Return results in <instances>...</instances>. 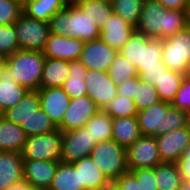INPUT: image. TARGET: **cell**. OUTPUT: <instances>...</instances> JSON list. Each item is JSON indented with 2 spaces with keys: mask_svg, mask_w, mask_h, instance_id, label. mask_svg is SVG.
Here are the masks:
<instances>
[{
  "mask_svg": "<svg viewBox=\"0 0 190 190\" xmlns=\"http://www.w3.org/2000/svg\"><path fill=\"white\" fill-rule=\"evenodd\" d=\"M187 26V10L166 9L158 0H144L136 31L164 40Z\"/></svg>",
  "mask_w": 190,
  "mask_h": 190,
  "instance_id": "obj_1",
  "label": "cell"
},
{
  "mask_svg": "<svg viewBox=\"0 0 190 190\" xmlns=\"http://www.w3.org/2000/svg\"><path fill=\"white\" fill-rule=\"evenodd\" d=\"M138 124L142 135L158 136L190 124V114L159 101L149 108L138 111Z\"/></svg>",
  "mask_w": 190,
  "mask_h": 190,
  "instance_id": "obj_2",
  "label": "cell"
},
{
  "mask_svg": "<svg viewBox=\"0 0 190 190\" xmlns=\"http://www.w3.org/2000/svg\"><path fill=\"white\" fill-rule=\"evenodd\" d=\"M50 33L67 35L84 42L99 39L100 29L78 5H70L56 12L49 22Z\"/></svg>",
  "mask_w": 190,
  "mask_h": 190,
  "instance_id": "obj_3",
  "label": "cell"
},
{
  "mask_svg": "<svg viewBox=\"0 0 190 190\" xmlns=\"http://www.w3.org/2000/svg\"><path fill=\"white\" fill-rule=\"evenodd\" d=\"M46 57L41 51L18 50L6 57V67L19 85L38 90Z\"/></svg>",
  "mask_w": 190,
  "mask_h": 190,
  "instance_id": "obj_4",
  "label": "cell"
},
{
  "mask_svg": "<svg viewBox=\"0 0 190 190\" xmlns=\"http://www.w3.org/2000/svg\"><path fill=\"white\" fill-rule=\"evenodd\" d=\"M90 157L111 183L129 171L127 149L115 140L97 143L91 151Z\"/></svg>",
  "mask_w": 190,
  "mask_h": 190,
  "instance_id": "obj_5",
  "label": "cell"
},
{
  "mask_svg": "<svg viewBox=\"0 0 190 190\" xmlns=\"http://www.w3.org/2000/svg\"><path fill=\"white\" fill-rule=\"evenodd\" d=\"M162 62L172 71L188 75L190 71V27L162 40Z\"/></svg>",
  "mask_w": 190,
  "mask_h": 190,
  "instance_id": "obj_6",
  "label": "cell"
},
{
  "mask_svg": "<svg viewBox=\"0 0 190 190\" xmlns=\"http://www.w3.org/2000/svg\"><path fill=\"white\" fill-rule=\"evenodd\" d=\"M62 131L29 136L21 151L23 160L61 161Z\"/></svg>",
  "mask_w": 190,
  "mask_h": 190,
  "instance_id": "obj_7",
  "label": "cell"
},
{
  "mask_svg": "<svg viewBox=\"0 0 190 190\" xmlns=\"http://www.w3.org/2000/svg\"><path fill=\"white\" fill-rule=\"evenodd\" d=\"M21 50L43 51L50 35L49 23L22 14L14 23Z\"/></svg>",
  "mask_w": 190,
  "mask_h": 190,
  "instance_id": "obj_8",
  "label": "cell"
},
{
  "mask_svg": "<svg viewBox=\"0 0 190 190\" xmlns=\"http://www.w3.org/2000/svg\"><path fill=\"white\" fill-rule=\"evenodd\" d=\"M97 143L92 139L85 126L62 132V154L61 161L74 163L84 157H88Z\"/></svg>",
  "mask_w": 190,
  "mask_h": 190,
  "instance_id": "obj_9",
  "label": "cell"
},
{
  "mask_svg": "<svg viewBox=\"0 0 190 190\" xmlns=\"http://www.w3.org/2000/svg\"><path fill=\"white\" fill-rule=\"evenodd\" d=\"M162 163L156 137L142 135L127 149L129 171L139 168H154Z\"/></svg>",
  "mask_w": 190,
  "mask_h": 190,
  "instance_id": "obj_10",
  "label": "cell"
},
{
  "mask_svg": "<svg viewBox=\"0 0 190 190\" xmlns=\"http://www.w3.org/2000/svg\"><path fill=\"white\" fill-rule=\"evenodd\" d=\"M84 82L87 95L100 109H104L117 95V86L107 71L87 70Z\"/></svg>",
  "mask_w": 190,
  "mask_h": 190,
  "instance_id": "obj_11",
  "label": "cell"
},
{
  "mask_svg": "<svg viewBox=\"0 0 190 190\" xmlns=\"http://www.w3.org/2000/svg\"><path fill=\"white\" fill-rule=\"evenodd\" d=\"M99 110L100 108L88 95L71 99L58 129L68 132L81 128Z\"/></svg>",
  "mask_w": 190,
  "mask_h": 190,
  "instance_id": "obj_12",
  "label": "cell"
},
{
  "mask_svg": "<svg viewBox=\"0 0 190 190\" xmlns=\"http://www.w3.org/2000/svg\"><path fill=\"white\" fill-rule=\"evenodd\" d=\"M162 162L176 163L184 149L190 144V124L156 136Z\"/></svg>",
  "mask_w": 190,
  "mask_h": 190,
  "instance_id": "obj_13",
  "label": "cell"
},
{
  "mask_svg": "<svg viewBox=\"0 0 190 190\" xmlns=\"http://www.w3.org/2000/svg\"><path fill=\"white\" fill-rule=\"evenodd\" d=\"M118 51L100 38L84 43L80 62L87 70L108 71Z\"/></svg>",
  "mask_w": 190,
  "mask_h": 190,
  "instance_id": "obj_14",
  "label": "cell"
},
{
  "mask_svg": "<svg viewBox=\"0 0 190 190\" xmlns=\"http://www.w3.org/2000/svg\"><path fill=\"white\" fill-rule=\"evenodd\" d=\"M84 43L80 39L71 38L67 35L50 33L42 52L47 58L67 61L79 60Z\"/></svg>",
  "mask_w": 190,
  "mask_h": 190,
  "instance_id": "obj_15",
  "label": "cell"
},
{
  "mask_svg": "<svg viewBox=\"0 0 190 190\" xmlns=\"http://www.w3.org/2000/svg\"><path fill=\"white\" fill-rule=\"evenodd\" d=\"M38 94L40 97V108L58 128L62 124L71 98L61 87L39 88Z\"/></svg>",
  "mask_w": 190,
  "mask_h": 190,
  "instance_id": "obj_16",
  "label": "cell"
},
{
  "mask_svg": "<svg viewBox=\"0 0 190 190\" xmlns=\"http://www.w3.org/2000/svg\"><path fill=\"white\" fill-rule=\"evenodd\" d=\"M60 161L24 160V180L39 190H48Z\"/></svg>",
  "mask_w": 190,
  "mask_h": 190,
  "instance_id": "obj_17",
  "label": "cell"
},
{
  "mask_svg": "<svg viewBox=\"0 0 190 190\" xmlns=\"http://www.w3.org/2000/svg\"><path fill=\"white\" fill-rule=\"evenodd\" d=\"M135 31V27L128 24L117 14L112 13L101 28L99 38L119 51Z\"/></svg>",
  "mask_w": 190,
  "mask_h": 190,
  "instance_id": "obj_18",
  "label": "cell"
},
{
  "mask_svg": "<svg viewBox=\"0 0 190 190\" xmlns=\"http://www.w3.org/2000/svg\"><path fill=\"white\" fill-rule=\"evenodd\" d=\"M79 170L80 190H108L112 183L99 170L90 156L72 163Z\"/></svg>",
  "mask_w": 190,
  "mask_h": 190,
  "instance_id": "obj_19",
  "label": "cell"
},
{
  "mask_svg": "<svg viewBox=\"0 0 190 190\" xmlns=\"http://www.w3.org/2000/svg\"><path fill=\"white\" fill-rule=\"evenodd\" d=\"M23 161L21 153L0 151V190L24 179Z\"/></svg>",
  "mask_w": 190,
  "mask_h": 190,
  "instance_id": "obj_20",
  "label": "cell"
},
{
  "mask_svg": "<svg viewBox=\"0 0 190 190\" xmlns=\"http://www.w3.org/2000/svg\"><path fill=\"white\" fill-rule=\"evenodd\" d=\"M29 90L19 85L10 70L5 67L0 78V109L4 113L20 102Z\"/></svg>",
  "mask_w": 190,
  "mask_h": 190,
  "instance_id": "obj_21",
  "label": "cell"
},
{
  "mask_svg": "<svg viewBox=\"0 0 190 190\" xmlns=\"http://www.w3.org/2000/svg\"><path fill=\"white\" fill-rule=\"evenodd\" d=\"M141 136L137 116L113 119L112 140L125 149H128Z\"/></svg>",
  "mask_w": 190,
  "mask_h": 190,
  "instance_id": "obj_22",
  "label": "cell"
},
{
  "mask_svg": "<svg viewBox=\"0 0 190 190\" xmlns=\"http://www.w3.org/2000/svg\"><path fill=\"white\" fill-rule=\"evenodd\" d=\"M26 139L21 125L8 121L4 116L0 117V151L21 153Z\"/></svg>",
  "mask_w": 190,
  "mask_h": 190,
  "instance_id": "obj_23",
  "label": "cell"
},
{
  "mask_svg": "<svg viewBox=\"0 0 190 190\" xmlns=\"http://www.w3.org/2000/svg\"><path fill=\"white\" fill-rule=\"evenodd\" d=\"M66 0H24L23 14L32 19L50 22L51 17L67 7Z\"/></svg>",
  "mask_w": 190,
  "mask_h": 190,
  "instance_id": "obj_24",
  "label": "cell"
},
{
  "mask_svg": "<svg viewBox=\"0 0 190 190\" xmlns=\"http://www.w3.org/2000/svg\"><path fill=\"white\" fill-rule=\"evenodd\" d=\"M40 108V97L38 90H29L23 99L14 107L9 108L3 113V116L14 124L21 125L27 120L35 111Z\"/></svg>",
  "mask_w": 190,
  "mask_h": 190,
  "instance_id": "obj_25",
  "label": "cell"
},
{
  "mask_svg": "<svg viewBox=\"0 0 190 190\" xmlns=\"http://www.w3.org/2000/svg\"><path fill=\"white\" fill-rule=\"evenodd\" d=\"M69 75V61L47 58L44 61L40 88L61 87Z\"/></svg>",
  "mask_w": 190,
  "mask_h": 190,
  "instance_id": "obj_26",
  "label": "cell"
},
{
  "mask_svg": "<svg viewBox=\"0 0 190 190\" xmlns=\"http://www.w3.org/2000/svg\"><path fill=\"white\" fill-rule=\"evenodd\" d=\"M86 73L87 69L80 60L69 61V75L61 88L71 99L87 95V88L84 82Z\"/></svg>",
  "mask_w": 190,
  "mask_h": 190,
  "instance_id": "obj_27",
  "label": "cell"
},
{
  "mask_svg": "<svg viewBox=\"0 0 190 190\" xmlns=\"http://www.w3.org/2000/svg\"><path fill=\"white\" fill-rule=\"evenodd\" d=\"M48 190H80L79 170L72 163L60 161Z\"/></svg>",
  "mask_w": 190,
  "mask_h": 190,
  "instance_id": "obj_28",
  "label": "cell"
},
{
  "mask_svg": "<svg viewBox=\"0 0 190 190\" xmlns=\"http://www.w3.org/2000/svg\"><path fill=\"white\" fill-rule=\"evenodd\" d=\"M113 118L104 110L100 109L85 124L92 139L96 143L112 140Z\"/></svg>",
  "mask_w": 190,
  "mask_h": 190,
  "instance_id": "obj_29",
  "label": "cell"
},
{
  "mask_svg": "<svg viewBox=\"0 0 190 190\" xmlns=\"http://www.w3.org/2000/svg\"><path fill=\"white\" fill-rule=\"evenodd\" d=\"M158 190H179L183 179L176 163L162 162L154 167Z\"/></svg>",
  "mask_w": 190,
  "mask_h": 190,
  "instance_id": "obj_30",
  "label": "cell"
},
{
  "mask_svg": "<svg viewBox=\"0 0 190 190\" xmlns=\"http://www.w3.org/2000/svg\"><path fill=\"white\" fill-rule=\"evenodd\" d=\"M183 77L184 74L169 69L162 74L161 78L154 85L161 101L170 104L174 101Z\"/></svg>",
  "mask_w": 190,
  "mask_h": 190,
  "instance_id": "obj_31",
  "label": "cell"
},
{
  "mask_svg": "<svg viewBox=\"0 0 190 190\" xmlns=\"http://www.w3.org/2000/svg\"><path fill=\"white\" fill-rule=\"evenodd\" d=\"M78 6L100 30L113 13L110 0H87Z\"/></svg>",
  "mask_w": 190,
  "mask_h": 190,
  "instance_id": "obj_32",
  "label": "cell"
},
{
  "mask_svg": "<svg viewBox=\"0 0 190 190\" xmlns=\"http://www.w3.org/2000/svg\"><path fill=\"white\" fill-rule=\"evenodd\" d=\"M164 65L162 62V39L150 38L142 34V55L139 68Z\"/></svg>",
  "mask_w": 190,
  "mask_h": 190,
  "instance_id": "obj_33",
  "label": "cell"
},
{
  "mask_svg": "<svg viewBox=\"0 0 190 190\" xmlns=\"http://www.w3.org/2000/svg\"><path fill=\"white\" fill-rule=\"evenodd\" d=\"M113 13L133 27H137L144 0H110Z\"/></svg>",
  "mask_w": 190,
  "mask_h": 190,
  "instance_id": "obj_34",
  "label": "cell"
},
{
  "mask_svg": "<svg viewBox=\"0 0 190 190\" xmlns=\"http://www.w3.org/2000/svg\"><path fill=\"white\" fill-rule=\"evenodd\" d=\"M21 127L27 137L50 133L58 129L41 108L35 111L26 123H22Z\"/></svg>",
  "mask_w": 190,
  "mask_h": 190,
  "instance_id": "obj_35",
  "label": "cell"
},
{
  "mask_svg": "<svg viewBox=\"0 0 190 190\" xmlns=\"http://www.w3.org/2000/svg\"><path fill=\"white\" fill-rule=\"evenodd\" d=\"M107 72L116 86L138 75L136 67L119 52L115 56Z\"/></svg>",
  "mask_w": 190,
  "mask_h": 190,
  "instance_id": "obj_36",
  "label": "cell"
},
{
  "mask_svg": "<svg viewBox=\"0 0 190 190\" xmlns=\"http://www.w3.org/2000/svg\"><path fill=\"white\" fill-rule=\"evenodd\" d=\"M104 110L113 119L120 117H135L138 114L134 99L121 95H116V97L105 106Z\"/></svg>",
  "mask_w": 190,
  "mask_h": 190,
  "instance_id": "obj_37",
  "label": "cell"
},
{
  "mask_svg": "<svg viewBox=\"0 0 190 190\" xmlns=\"http://www.w3.org/2000/svg\"><path fill=\"white\" fill-rule=\"evenodd\" d=\"M138 111L149 108L151 105L161 101L154 85L141 80L137 75V91L134 97Z\"/></svg>",
  "mask_w": 190,
  "mask_h": 190,
  "instance_id": "obj_38",
  "label": "cell"
},
{
  "mask_svg": "<svg viewBox=\"0 0 190 190\" xmlns=\"http://www.w3.org/2000/svg\"><path fill=\"white\" fill-rule=\"evenodd\" d=\"M118 52L131 62L138 71L142 55V33L135 31Z\"/></svg>",
  "mask_w": 190,
  "mask_h": 190,
  "instance_id": "obj_39",
  "label": "cell"
},
{
  "mask_svg": "<svg viewBox=\"0 0 190 190\" xmlns=\"http://www.w3.org/2000/svg\"><path fill=\"white\" fill-rule=\"evenodd\" d=\"M20 50L14 24L0 25V55L8 57Z\"/></svg>",
  "mask_w": 190,
  "mask_h": 190,
  "instance_id": "obj_40",
  "label": "cell"
},
{
  "mask_svg": "<svg viewBox=\"0 0 190 190\" xmlns=\"http://www.w3.org/2000/svg\"><path fill=\"white\" fill-rule=\"evenodd\" d=\"M23 14V1L0 0V25L14 24Z\"/></svg>",
  "mask_w": 190,
  "mask_h": 190,
  "instance_id": "obj_41",
  "label": "cell"
},
{
  "mask_svg": "<svg viewBox=\"0 0 190 190\" xmlns=\"http://www.w3.org/2000/svg\"><path fill=\"white\" fill-rule=\"evenodd\" d=\"M171 105L190 114V76L184 75L181 86Z\"/></svg>",
  "mask_w": 190,
  "mask_h": 190,
  "instance_id": "obj_42",
  "label": "cell"
},
{
  "mask_svg": "<svg viewBox=\"0 0 190 190\" xmlns=\"http://www.w3.org/2000/svg\"><path fill=\"white\" fill-rule=\"evenodd\" d=\"M130 172L137 178L142 190H158L154 168H139Z\"/></svg>",
  "mask_w": 190,
  "mask_h": 190,
  "instance_id": "obj_43",
  "label": "cell"
},
{
  "mask_svg": "<svg viewBox=\"0 0 190 190\" xmlns=\"http://www.w3.org/2000/svg\"><path fill=\"white\" fill-rule=\"evenodd\" d=\"M114 190H142L137 178L130 172L121 175L112 183Z\"/></svg>",
  "mask_w": 190,
  "mask_h": 190,
  "instance_id": "obj_44",
  "label": "cell"
},
{
  "mask_svg": "<svg viewBox=\"0 0 190 190\" xmlns=\"http://www.w3.org/2000/svg\"><path fill=\"white\" fill-rule=\"evenodd\" d=\"M168 68L165 65H159V67L152 68H139L138 76L141 80L155 85L158 80L161 78L162 74L165 73Z\"/></svg>",
  "mask_w": 190,
  "mask_h": 190,
  "instance_id": "obj_45",
  "label": "cell"
},
{
  "mask_svg": "<svg viewBox=\"0 0 190 190\" xmlns=\"http://www.w3.org/2000/svg\"><path fill=\"white\" fill-rule=\"evenodd\" d=\"M176 165L183 181L190 182V144L184 149Z\"/></svg>",
  "mask_w": 190,
  "mask_h": 190,
  "instance_id": "obj_46",
  "label": "cell"
},
{
  "mask_svg": "<svg viewBox=\"0 0 190 190\" xmlns=\"http://www.w3.org/2000/svg\"><path fill=\"white\" fill-rule=\"evenodd\" d=\"M137 91V76L124 81L121 85L117 86V95L129 97L134 99Z\"/></svg>",
  "mask_w": 190,
  "mask_h": 190,
  "instance_id": "obj_47",
  "label": "cell"
},
{
  "mask_svg": "<svg viewBox=\"0 0 190 190\" xmlns=\"http://www.w3.org/2000/svg\"><path fill=\"white\" fill-rule=\"evenodd\" d=\"M166 9L187 10L190 0H158Z\"/></svg>",
  "mask_w": 190,
  "mask_h": 190,
  "instance_id": "obj_48",
  "label": "cell"
},
{
  "mask_svg": "<svg viewBox=\"0 0 190 190\" xmlns=\"http://www.w3.org/2000/svg\"><path fill=\"white\" fill-rule=\"evenodd\" d=\"M29 183L22 179L15 184L11 185L7 190H26L29 187Z\"/></svg>",
  "mask_w": 190,
  "mask_h": 190,
  "instance_id": "obj_49",
  "label": "cell"
},
{
  "mask_svg": "<svg viewBox=\"0 0 190 190\" xmlns=\"http://www.w3.org/2000/svg\"><path fill=\"white\" fill-rule=\"evenodd\" d=\"M6 67V57L0 55V78L3 73V69Z\"/></svg>",
  "mask_w": 190,
  "mask_h": 190,
  "instance_id": "obj_50",
  "label": "cell"
},
{
  "mask_svg": "<svg viewBox=\"0 0 190 190\" xmlns=\"http://www.w3.org/2000/svg\"><path fill=\"white\" fill-rule=\"evenodd\" d=\"M179 190H190V182L183 181Z\"/></svg>",
  "mask_w": 190,
  "mask_h": 190,
  "instance_id": "obj_51",
  "label": "cell"
},
{
  "mask_svg": "<svg viewBox=\"0 0 190 190\" xmlns=\"http://www.w3.org/2000/svg\"><path fill=\"white\" fill-rule=\"evenodd\" d=\"M67 1V4H70V5H78L80 4L81 2H84V1H87V0H66Z\"/></svg>",
  "mask_w": 190,
  "mask_h": 190,
  "instance_id": "obj_52",
  "label": "cell"
},
{
  "mask_svg": "<svg viewBox=\"0 0 190 190\" xmlns=\"http://www.w3.org/2000/svg\"><path fill=\"white\" fill-rule=\"evenodd\" d=\"M187 23H188V26L190 27V3L187 7Z\"/></svg>",
  "mask_w": 190,
  "mask_h": 190,
  "instance_id": "obj_53",
  "label": "cell"
},
{
  "mask_svg": "<svg viewBox=\"0 0 190 190\" xmlns=\"http://www.w3.org/2000/svg\"><path fill=\"white\" fill-rule=\"evenodd\" d=\"M26 190H39V189H36V188L32 187L31 185H29V187Z\"/></svg>",
  "mask_w": 190,
  "mask_h": 190,
  "instance_id": "obj_54",
  "label": "cell"
},
{
  "mask_svg": "<svg viewBox=\"0 0 190 190\" xmlns=\"http://www.w3.org/2000/svg\"><path fill=\"white\" fill-rule=\"evenodd\" d=\"M3 116V112H2V110L0 109V117H2Z\"/></svg>",
  "mask_w": 190,
  "mask_h": 190,
  "instance_id": "obj_55",
  "label": "cell"
}]
</instances>
